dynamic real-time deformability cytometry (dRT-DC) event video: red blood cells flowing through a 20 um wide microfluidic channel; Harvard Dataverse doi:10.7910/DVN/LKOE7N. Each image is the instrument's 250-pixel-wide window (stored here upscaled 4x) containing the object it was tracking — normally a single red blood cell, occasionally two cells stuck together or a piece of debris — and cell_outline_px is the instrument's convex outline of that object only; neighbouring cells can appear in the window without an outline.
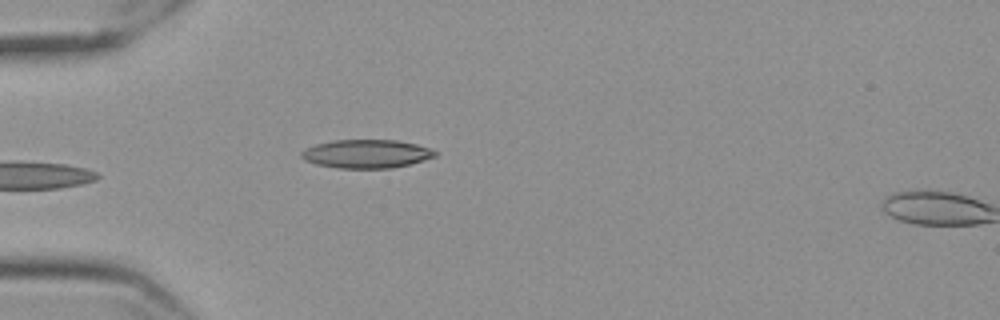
{"species": "Egyptian fruit bat (a non-hibernating species)", "species_latin": "Rousettus aegyptiacus", "temperature_condition": "cold", "stored_images_in_passage": 39, "camera_frame_rate_fps": 3000, "um_per_image_px": 0.085, "frame": {"image": 1, "passage_image": 1, "time_ms": 0.0, "image_size_px": [1000, 320], "cell_outline_px": [[440, 152], [436, 156], [424, 160], [392, 168], [336, 168], [316, 164], [304, 160], [300, 156], [300, 152], [304, 148], [316, 144], [332, 140], [396, 140], [416, 144]], "centroid_in_image_um": [31.12, 13.07], "position_along_channel_um": 53.9, "area_um2": 22.31}, "authors_computed_cell_mechanics": {"area_um2": 21.2704, "velocity_mm_per_s": 3.5134, "shape_relaxation_time_tau1_ms": 2.8594, "shape_relaxation_time_tau2_ms": 2.0295, "deformation_change_tau1": 0.1265, "deformation_change_tau2": 0.0939}}